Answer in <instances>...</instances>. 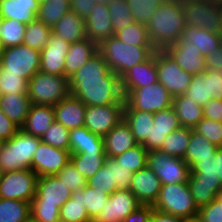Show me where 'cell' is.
I'll return each instance as SVG.
<instances>
[{"mask_svg": "<svg viewBox=\"0 0 222 222\" xmlns=\"http://www.w3.org/2000/svg\"><path fill=\"white\" fill-rule=\"evenodd\" d=\"M68 81L70 94L86 106L125 104L121 77L110 70L99 51Z\"/></svg>", "mask_w": 222, "mask_h": 222, "instance_id": "6da1fadb", "label": "cell"}, {"mask_svg": "<svg viewBox=\"0 0 222 222\" xmlns=\"http://www.w3.org/2000/svg\"><path fill=\"white\" fill-rule=\"evenodd\" d=\"M182 0H166L150 18L146 28L156 50H165L178 42L185 29Z\"/></svg>", "mask_w": 222, "mask_h": 222, "instance_id": "7a4b0ae2", "label": "cell"}, {"mask_svg": "<svg viewBox=\"0 0 222 222\" xmlns=\"http://www.w3.org/2000/svg\"><path fill=\"white\" fill-rule=\"evenodd\" d=\"M187 184L198 209L217 198L222 189V147L213 157L200 159L190 168Z\"/></svg>", "mask_w": 222, "mask_h": 222, "instance_id": "3957f363", "label": "cell"}, {"mask_svg": "<svg viewBox=\"0 0 222 222\" xmlns=\"http://www.w3.org/2000/svg\"><path fill=\"white\" fill-rule=\"evenodd\" d=\"M98 51L110 70L121 77L130 68L146 61L156 49L153 46L128 45L112 35L98 46Z\"/></svg>", "mask_w": 222, "mask_h": 222, "instance_id": "277c9868", "label": "cell"}, {"mask_svg": "<svg viewBox=\"0 0 222 222\" xmlns=\"http://www.w3.org/2000/svg\"><path fill=\"white\" fill-rule=\"evenodd\" d=\"M39 137L19 129L0 148V166L3 173L31 169L32 158L41 143Z\"/></svg>", "mask_w": 222, "mask_h": 222, "instance_id": "5b68a950", "label": "cell"}, {"mask_svg": "<svg viewBox=\"0 0 222 222\" xmlns=\"http://www.w3.org/2000/svg\"><path fill=\"white\" fill-rule=\"evenodd\" d=\"M153 208L191 221H196L199 210L187 183L162 185Z\"/></svg>", "mask_w": 222, "mask_h": 222, "instance_id": "8992f818", "label": "cell"}, {"mask_svg": "<svg viewBox=\"0 0 222 222\" xmlns=\"http://www.w3.org/2000/svg\"><path fill=\"white\" fill-rule=\"evenodd\" d=\"M27 94L31 104L54 106L70 94L68 78L39 71L28 81Z\"/></svg>", "mask_w": 222, "mask_h": 222, "instance_id": "52a82bcc", "label": "cell"}, {"mask_svg": "<svg viewBox=\"0 0 222 222\" xmlns=\"http://www.w3.org/2000/svg\"><path fill=\"white\" fill-rule=\"evenodd\" d=\"M0 68L29 81L40 71V51L25 44L4 48L0 55Z\"/></svg>", "mask_w": 222, "mask_h": 222, "instance_id": "ba28073f", "label": "cell"}, {"mask_svg": "<svg viewBox=\"0 0 222 222\" xmlns=\"http://www.w3.org/2000/svg\"><path fill=\"white\" fill-rule=\"evenodd\" d=\"M173 96L158 81L147 87L134 89L126 98L124 110L156 113L172 106Z\"/></svg>", "mask_w": 222, "mask_h": 222, "instance_id": "9c48e42d", "label": "cell"}, {"mask_svg": "<svg viewBox=\"0 0 222 222\" xmlns=\"http://www.w3.org/2000/svg\"><path fill=\"white\" fill-rule=\"evenodd\" d=\"M146 166L156 174L162 185L188 182L190 167L181 158L171 157L160 150L148 151Z\"/></svg>", "mask_w": 222, "mask_h": 222, "instance_id": "30bf717a", "label": "cell"}, {"mask_svg": "<svg viewBox=\"0 0 222 222\" xmlns=\"http://www.w3.org/2000/svg\"><path fill=\"white\" fill-rule=\"evenodd\" d=\"M38 176L31 169L3 173L0 180V198L8 200H33Z\"/></svg>", "mask_w": 222, "mask_h": 222, "instance_id": "8fae6325", "label": "cell"}, {"mask_svg": "<svg viewBox=\"0 0 222 222\" xmlns=\"http://www.w3.org/2000/svg\"><path fill=\"white\" fill-rule=\"evenodd\" d=\"M158 81L175 97L185 94L192 74L182 70L165 50H156Z\"/></svg>", "mask_w": 222, "mask_h": 222, "instance_id": "7c38bea8", "label": "cell"}, {"mask_svg": "<svg viewBox=\"0 0 222 222\" xmlns=\"http://www.w3.org/2000/svg\"><path fill=\"white\" fill-rule=\"evenodd\" d=\"M185 26L201 27L219 34L222 27V10L208 0L183 1Z\"/></svg>", "mask_w": 222, "mask_h": 222, "instance_id": "4fadbf2b", "label": "cell"}, {"mask_svg": "<svg viewBox=\"0 0 222 222\" xmlns=\"http://www.w3.org/2000/svg\"><path fill=\"white\" fill-rule=\"evenodd\" d=\"M124 105L86 106L84 126L93 134L104 137L123 120Z\"/></svg>", "mask_w": 222, "mask_h": 222, "instance_id": "5bb4252c", "label": "cell"}, {"mask_svg": "<svg viewBox=\"0 0 222 222\" xmlns=\"http://www.w3.org/2000/svg\"><path fill=\"white\" fill-rule=\"evenodd\" d=\"M71 153L41 142L32 158L31 170L38 176L55 175L70 161Z\"/></svg>", "mask_w": 222, "mask_h": 222, "instance_id": "9a60e30c", "label": "cell"}, {"mask_svg": "<svg viewBox=\"0 0 222 222\" xmlns=\"http://www.w3.org/2000/svg\"><path fill=\"white\" fill-rule=\"evenodd\" d=\"M72 191L56 175L38 177L36 194L30 205H49L59 209L71 198Z\"/></svg>", "mask_w": 222, "mask_h": 222, "instance_id": "2e32d148", "label": "cell"}, {"mask_svg": "<svg viewBox=\"0 0 222 222\" xmlns=\"http://www.w3.org/2000/svg\"><path fill=\"white\" fill-rule=\"evenodd\" d=\"M142 205L130 189H117L110 196L107 205L94 219L107 222H122L135 209Z\"/></svg>", "mask_w": 222, "mask_h": 222, "instance_id": "e0dca14e", "label": "cell"}, {"mask_svg": "<svg viewBox=\"0 0 222 222\" xmlns=\"http://www.w3.org/2000/svg\"><path fill=\"white\" fill-rule=\"evenodd\" d=\"M69 49V42L51 33L47 45L40 52V71L65 76V56Z\"/></svg>", "mask_w": 222, "mask_h": 222, "instance_id": "ac0fdd59", "label": "cell"}, {"mask_svg": "<svg viewBox=\"0 0 222 222\" xmlns=\"http://www.w3.org/2000/svg\"><path fill=\"white\" fill-rule=\"evenodd\" d=\"M158 82L155 52L142 63L135 65L121 76L122 91L126 98L134 89Z\"/></svg>", "mask_w": 222, "mask_h": 222, "instance_id": "d6986e66", "label": "cell"}, {"mask_svg": "<svg viewBox=\"0 0 222 222\" xmlns=\"http://www.w3.org/2000/svg\"><path fill=\"white\" fill-rule=\"evenodd\" d=\"M153 123L150 135L142 144L147 151L160 150L166 136L180 127L177 114L172 106L154 113Z\"/></svg>", "mask_w": 222, "mask_h": 222, "instance_id": "ffe728a7", "label": "cell"}, {"mask_svg": "<svg viewBox=\"0 0 222 222\" xmlns=\"http://www.w3.org/2000/svg\"><path fill=\"white\" fill-rule=\"evenodd\" d=\"M165 51L182 70L192 75L203 73L206 70L205 58L191 42L181 38L178 42L167 47Z\"/></svg>", "mask_w": 222, "mask_h": 222, "instance_id": "44dd1931", "label": "cell"}, {"mask_svg": "<svg viewBox=\"0 0 222 222\" xmlns=\"http://www.w3.org/2000/svg\"><path fill=\"white\" fill-rule=\"evenodd\" d=\"M161 186L160 179L146 166L133 174L130 191L142 205H154Z\"/></svg>", "mask_w": 222, "mask_h": 222, "instance_id": "7402d4cb", "label": "cell"}, {"mask_svg": "<svg viewBox=\"0 0 222 222\" xmlns=\"http://www.w3.org/2000/svg\"><path fill=\"white\" fill-rule=\"evenodd\" d=\"M86 35L98 46L114 35L108 6L105 3H95L93 10L85 19Z\"/></svg>", "mask_w": 222, "mask_h": 222, "instance_id": "603a6c76", "label": "cell"}, {"mask_svg": "<svg viewBox=\"0 0 222 222\" xmlns=\"http://www.w3.org/2000/svg\"><path fill=\"white\" fill-rule=\"evenodd\" d=\"M53 108L55 121L68 130L84 126L86 105L79 98L69 94Z\"/></svg>", "mask_w": 222, "mask_h": 222, "instance_id": "cb8c5ba5", "label": "cell"}, {"mask_svg": "<svg viewBox=\"0 0 222 222\" xmlns=\"http://www.w3.org/2000/svg\"><path fill=\"white\" fill-rule=\"evenodd\" d=\"M103 142L106 157H115L138 145L124 119L103 137Z\"/></svg>", "mask_w": 222, "mask_h": 222, "instance_id": "d4e9b609", "label": "cell"}, {"mask_svg": "<svg viewBox=\"0 0 222 222\" xmlns=\"http://www.w3.org/2000/svg\"><path fill=\"white\" fill-rule=\"evenodd\" d=\"M39 7L38 0H0V18L29 24L37 19Z\"/></svg>", "mask_w": 222, "mask_h": 222, "instance_id": "484cf974", "label": "cell"}, {"mask_svg": "<svg viewBox=\"0 0 222 222\" xmlns=\"http://www.w3.org/2000/svg\"><path fill=\"white\" fill-rule=\"evenodd\" d=\"M54 121L55 116L52 105L32 104L25 123L20 129L30 135L41 138Z\"/></svg>", "mask_w": 222, "mask_h": 222, "instance_id": "4316f807", "label": "cell"}, {"mask_svg": "<svg viewBox=\"0 0 222 222\" xmlns=\"http://www.w3.org/2000/svg\"><path fill=\"white\" fill-rule=\"evenodd\" d=\"M52 33L69 43L86 39L85 19L70 10L52 27Z\"/></svg>", "mask_w": 222, "mask_h": 222, "instance_id": "83f0119b", "label": "cell"}, {"mask_svg": "<svg viewBox=\"0 0 222 222\" xmlns=\"http://www.w3.org/2000/svg\"><path fill=\"white\" fill-rule=\"evenodd\" d=\"M98 52V45L88 38L70 43L65 56V76L69 78Z\"/></svg>", "mask_w": 222, "mask_h": 222, "instance_id": "f1b7e54d", "label": "cell"}, {"mask_svg": "<svg viewBox=\"0 0 222 222\" xmlns=\"http://www.w3.org/2000/svg\"><path fill=\"white\" fill-rule=\"evenodd\" d=\"M31 105L27 93L1 95L0 98L2 112L19 128L25 123Z\"/></svg>", "mask_w": 222, "mask_h": 222, "instance_id": "f546056e", "label": "cell"}, {"mask_svg": "<svg viewBox=\"0 0 222 222\" xmlns=\"http://www.w3.org/2000/svg\"><path fill=\"white\" fill-rule=\"evenodd\" d=\"M181 38L184 41L191 42L196 49H199L204 58L222 44L219 34L201 27L185 26Z\"/></svg>", "mask_w": 222, "mask_h": 222, "instance_id": "4dcf8cb0", "label": "cell"}, {"mask_svg": "<svg viewBox=\"0 0 222 222\" xmlns=\"http://www.w3.org/2000/svg\"><path fill=\"white\" fill-rule=\"evenodd\" d=\"M172 107L181 127L193 129L203 118V106L190 100L185 94L173 97Z\"/></svg>", "mask_w": 222, "mask_h": 222, "instance_id": "1f68e13d", "label": "cell"}, {"mask_svg": "<svg viewBox=\"0 0 222 222\" xmlns=\"http://www.w3.org/2000/svg\"><path fill=\"white\" fill-rule=\"evenodd\" d=\"M105 152L103 137L85 126L70 130V153Z\"/></svg>", "mask_w": 222, "mask_h": 222, "instance_id": "d6a6232c", "label": "cell"}, {"mask_svg": "<svg viewBox=\"0 0 222 222\" xmlns=\"http://www.w3.org/2000/svg\"><path fill=\"white\" fill-rule=\"evenodd\" d=\"M154 113L140 110H123V119L130 126L131 132L138 144H143L153 127Z\"/></svg>", "mask_w": 222, "mask_h": 222, "instance_id": "836d02e7", "label": "cell"}, {"mask_svg": "<svg viewBox=\"0 0 222 222\" xmlns=\"http://www.w3.org/2000/svg\"><path fill=\"white\" fill-rule=\"evenodd\" d=\"M217 150V146L213 145L203 135L191 129V137L183 160L191 168L200 159L213 157Z\"/></svg>", "mask_w": 222, "mask_h": 222, "instance_id": "e575fe53", "label": "cell"}, {"mask_svg": "<svg viewBox=\"0 0 222 222\" xmlns=\"http://www.w3.org/2000/svg\"><path fill=\"white\" fill-rule=\"evenodd\" d=\"M190 137L191 128L180 126L178 129L166 136L160 151L165 152L171 157L184 159Z\"/></svg>", "mask_w": 222, "mask_h": 222, "instance_id": "d590c367", "label": "cell"}, {"mask_svg": "<svg viewBox=\"0 0 222 222\" xmlns=\"http://www.w3.org/2000/svg\"><path fill=\"white\" fill-rule=\"evenodd\" d=\"M105 159V152L74 153L70 157V161L86 180L104 165Z\"/></svg>", "mask_w": 222, "mask_h": 222, "instance_id": "8d00e7d4", "label": "cell"}, {"mask_svg": "<svg viewBox=\"0 0 222 222\" xmlns=\"http://www.w3.org/2000/svg\"><path fill=\"white\" fill-rule=\"evenodd\" d=\"M70 10V0H45L40 2L37 19L53 27Z\"/></svg>", "mask_w": 222, "mask_h": 222, "instance_id": "74e56055", "label": "cell"}, {"mask_svg": "<svg viewBox=\"0 0 222 222\" xmlns=\"http://www.w3.org/2000/svg\"><path fill=\"white\" fill-rule=\"evenodd\" d=\"M59 220L64 222H89L91 220L82 202V190L72 192L71 198L60 208Z\"/></svg>", "mask_w": 222, "mask_h": 222, "instance_id": "f35d334b", "label": "cell"}, {"mask_svg": "<svg viewBox=\"0 0 222 222\" xmlns=\"http://www.w3.org/2000/svg\"><path fill=\"white\" fill-rule=\"evenodd\" d=\"M26 25L15 19L0 18V42L3 49L23 44Z\"/></svg>", "mask_w": 222, "mask_h": 222, "instance_id": "ab89813d", "label": "cell"}, {"mask_svg": "<svg viewBox=\"0 0 222 222\" xmlns=\"http://www.w3.org/2000/svg\"><path fill=\"white\" fill-rule=\"evenodd\" d=\"M29 217L28 201L0 198V222H25Z\"/></svg>", "mask_w": 222, "mask_h": 222, "instance_id": "60d3db41", "label": "cell"}, {"mask_svg": "<svg viewBox=\"0 0 222 222\" xmlns=\"http://www.w3.org/2000/svg\"><path fill=\"white\" fill-rule=\"evenodd\" d=\"M51 33L52 27L45 25L38 19H35L26 25L23 44L41 52L47 45L48 38Z\"/></svg>", "mask_w": 222, "mask_h": 222, "instance_id": "b9f144b4", "label": "cell"}, {"mask_svg": "<svg viewBox=\"0 0 222 222\" xmlns=\"http://www.w3.org/2000/svg\"><path fill=\"white\" fill-rule=\"evenodd\" d=\"M86 181V185L102 190L104 194L111 195L116 191L117 186L113 183V157H106L104 165Z\"/></svg>", "mask_w": 222, "mask_h": 222, "instance_id": "7bdbcfd3", "label": "cell"}, {"mask_svg": "<svg viewBox=\"0 0 222 222\" xmlns=\"http://www.w3.org/2000/svg\"><path fill=\"white\" fill-rule=\"evenodd\" d=\"M107 6L114 35L134 22L127 0H110Z\"/></svg>", "mask_w": 222, "mask_h": 222, "instance_id": "ee69618b", "label": "cell"}, {"mask_svg": "<svg viewBox=\"0 0 222 222\" xmlns=\"http://www.w3.org/2000/svg\"><path fill=\"white\" fill-rule=\"evenodd\" d=\"M115 36L128 45L153 46L149 39L146 25L135 21L124 29L118 31Z\"/></svg>", "mask_w": 222, "mask_h": 222, "instance_id": "f6af8a7d", "label": "cell"}, {"mask_svg": "<svg viewBox=\"0 0 222 222\" xmlns=\"http://www.w3.org/2000/svg\"><path fill=\"white\" fill-rule=\"evenodd\" d=\"M147 153L148 151L143 147V145L138 144L114 158L121 166H124L133 173H136L140 169L146 167Z\"/></svg>", "mask_w": 222, "mask_h": 222, "instance_id": "bcb514c9", "label": "cell"}, {"mask_svg": "<svg viewBox=\"0 0 222 222\" xmlns=\"http://www.w3.org/2000/svg\"><path fill=\"white\" fill-rule=\"evenodd\" d=\"M109 196L104 194L102 190L93 189L88 185L82 189V202L91 219L96 218L104 206L107 205Z\"/></svg>", "mask_w": 222, "mask_h": 222, "instance_id": "7dc6e473", "label": "cell"}, {"mask_svg": "<svg viewBox=\"0 0 222 222\" xmlns=\"http://www.w3.org/2000/svg\"><path fill=\"white\" fill-rule=\"evenodd\" d=\"M40 139L52 147L70 151V130L59 122L54 121Z\"/></svg>", "mask_w": 222, "mask_h": 222, "instance_id": "c3c4849f", "label": "cell"}, {"mask_svg": "<svg viewBox=\"0 0 222 222\" xmlns=\"http://www.w3.org/2000/svg\"><path fill=\"white\" fill-rule=\"evenodd\" d=\"M166 0H127L134 21L147 25L157 8Z\"/></svg>", "mask_w": 222, "mask_h": 222, "instance_id": "681fc988", "label": "cell"}, {"mask_svg": "<svg viewBox=\"0 0 222 222\" xmlns=\"http://www.w3.org/2000/svg\"><path fill=\"white\" fill-rule=\"evenodd\" d=\"M185 95L201 106L211 100L210 95H208L207 69L203 73L193 75Z\"/></svg>", "mask_w": 222, "mask_h": 222, "instance_id": "f907efd6", "label": "cell"}, {"mask_svg": "<svg viewBox=\"0 0 222 222\" xmlns=\"http://www.w3.org/2000/svg\"><path fill=\"white\" fill-rule=\"evenodd\" d=\"M28 81L19 74L5 73L0 68V94L27 93Z\"/></svg>", "mask_w": 222, "mask_h": 222, "instance_id": "816d5d0a", "label": "cell"}, {"mask_svg": "<svg viewBox=\"0 0 222 222\" xmlns=\"http://www.w3.org/2000/svg\"><path fill=\"white\" fill-rule=\"evenodd\" d=\"M194 131L203 135L213 145L222 147V122L203 118L194 128Z\"/></svg>", "mask_w": 222, "mask_h": 222, "instance_id": "f5cc1de1", "label": "cell"}, {"mask_svg": "<svg viewBox=\"0 0 222 222\" xmlns=\"http://www.w3.org/2000/svg\"><path fill=\"white\" fill-rule=\"evenodd\" d=\"M72 192L80 191L86 186V179L69 161L59 173L55 174Z\"/></svg>", "mask_w": 222, "mask_h": 222, "instance_id": "db71d44e", "label": "cell"}, {"mask_svg": "<svg viewBox=\"0 0 222 222\" xmlns=\"http://www.w3.org/2000/svg\"><path fill=\"white\" fill-rule=\"evenodd\" d=\"M196 222H222V189L215 200L199 208Z\"/></svg>", "mask_w": 222, "mask_h": 222, "instance_id": "11a10c76", "label": "cell"}, {"mask_svg": "<svg viewBox=\"0 0 222 222\" xmlns=\"http://www.w3.org/2000/svg\"><path fill=\"white\" fill-rule=\"evenodd\" d=\"M60 209L49 205H30V217L36 222H57Z\"/></svg>", "mask_w": 222, "mask_h": 222, "instance_id": "9f6ffc18", "label": "cell"}, {"mask_svg": "<svg viewBox=\"0 0 222 222\" xmlns=\"http://www.w3.org/2000/svg\"><path fill=\"white\" fill-rule=\"evenodd\" d=\"M133 172L121 166L113 157V183L117 189H130Z\"/></svg>", "mask_w": 222, "mask_h": 222, "instance_id": "6f0895ef", "label": "cell"}, {"mask_svg": "<svg viewBox=\"0 0 222 222\" xmlns=\"http://www.w3.org/2000/svg\"><path fill=\"white\" fill-rule=\"evenodd\" d=\"M207 87L211 99L222 100V70L207 69Z\"/></svg>", "mask_w": 222, "mask_h": 222, "instance_id": "680465c9", "label": "cell"}, {"mask_svg": "<svg viewBox=\"0 0 222 222\" xmlns=\"http://www.w3.org/2000/svg\"><path fill=\"white\" fill-rule=\"evenodd\" d=\"M204 118L222 122V100L211 99L203 106Z\"/></svg>", "mask_w": 222, "mask_h": 222, "instance_id": "91938a15", "label": "cell"}, {"mask_svg": "<svg viewBox=\"0 0 222 222\" xmlns=\"http://www.w3.org/2000/svg\"><path fill=\"white\" fill-rule=\"evenodd\" d=\"M20 128L15 125L0 108V138L3 141L9 140Z\"/></svg>", "mask_w": 222, "mask_h": 222, "instance_id": "94428289", "label": "cell"}, {"mask_svg": "<svg viewBox=\"0 0 222 222\" xmlns=\"http://www.w3.org/2000/svg\"><path fill=\"white\" fill-rule=\"evenodd\" d=\"M153 209V205H140L122 222H149Z\"/></svg>", "mask_w": 222, "mask_h": 222, "instance_id": "6125c7cd", "label": "cell"}, {"mask_svg": "<svg viewBox=\"0 0 222 222\" xmlns=\"http://www.w3.org/2000/svg\"><path fill=\"white\" fill-rule=\"evenodd\" d=\"M70 2L71 10L84 19L88 17L95 5L93 0H70Z\"/></svg>", "mask_w": 222, "mask_h": 222, "instance_id": "be15d7a7", "label": "cell"}, {"mask_svg": "<svg viewBox=\"0 0 222 222\" xmlns=\"http://www.w3.org/2000/svg\"><path fill=\"white\" fill-rule=\"evenodd\" d=\"M206 69L222 70V44L219 48L214 49L207 57H205Z\"/></svg>", "mask_w": 222, "mask_h": 222, "instance_id": "e7e4bbea", "label": "cell"}, {"mask_svg": "<svg viewBox=\"0 0 222 222\" xmlns=\"http://www.w3.org/2000/svg\"><path fill=\"white\" fill-rule=\"evenodd\" d=\"M149 222H193V221L185 218L176 217L171 214L161 212L154 208L150 215Z\"/></svg>", "mask_w": 222, "mask_h": 222, "instance_id": "03108f58", "label": "cell"}, {"mask_svg": "<svg viewBox=\"0 0 222 222\" xmlns=\"http://www.w3.org/2000/svg\"><path fill=\"white\" fill-rule=\"evenodd\" d=\"M213 7L219 8L222 10V0H208Z\"/></svg>", "mask_w": 222, "mask_h": 222, "instance_id": "003e7915", "label": "cell"}, {"mask_svg": "<svg viewBox=\"0 0 222 222\" xmlns=\"http://www.w3.org/2000/svg\"><path fill=\"white\" fill-rule=\"evenodd\" d=\"M95 3H105L107 4L110 0H93Z\"/></svg>", "mask_w": 222, "mask_h": 222, "instance_id": "a7ac6f4b", "label": "cell"}, {"mask_svg": "<svg viewBox=\"0 0 222 222\" xmlns=\"http://www.w3.org/2000/svg\"><path fill=\"white\" fill-rule=\"evenodd\" d=\"M89 222H107V221L99 220V219H91Z\"/></svg>", "mask_w": 222, "mask_h": 222, "instance_id": "89a4df30", "label": "cell"}, {"mask_svg": "<svg viewBox=\"0 0 222 222\" xmlns=\"http://www.w3.org/2000/svg\"><path fill=\"white\" fill-rule=\"evenodd\" d=\"M25 222H36V221L32 219L31 217H29Z\"/></svg>", "mask_w": 222, "mask_h": 222, "instance_id": "2644e50d", "label": "cell"}, {"mask_svg": "<svg viewBox=\"0 0 222 222\" xmlns=\"http://www.w3.org/2000/svg\"><path fill=\"white\" fill-rule=\"evenodd\" d=\"M2 51H3V47H2L1 42H0V55H1Z\"/></svg>", "mask_w": 222, "mask_h": 222, "instance_id": "8c879c8a", "label": "cell"}, {"mask_svg": "<svg viewBox=\"0 0 222 222\" xmlns=\"http://www.w3.org/2000/svg\"><path fill=\"white\" fill-rule=\"evenodd\" d=\"M4 141L0 138V148L2 147Z\"/></svg>", "mask_w": 222, "mask_h": 222, "instance_id": "753ad0ef", "label": "cell"}, {"mask_svg": "<svg viewBox=\"0 0 222 222\" xmlns=\"http://www.w3.org/2000/svg\"><path fill=\"white\" fill-rule=\"evenodd\" d=\"M219 35H220V39L222 40V27H221Z\"/></svg>", "mask_w": 222, "mask_h": 222, "instance_id": "34e18365", "label": "cell"}, {"mask_svg": "<svg viewBox=\"0 0 222 222\" xmlns=\"http://www.w3.org/2000/svg\"><path fill=\"white\" fill-rule=\"evenodd\" d=\"M2 174H3V172H2V169H1V166H0V180H1Z\"/></svg>", "mask_w": 222, "mask_h": 222, "instance_id": "11e5206c", "label": "cell"}]
</instances>
